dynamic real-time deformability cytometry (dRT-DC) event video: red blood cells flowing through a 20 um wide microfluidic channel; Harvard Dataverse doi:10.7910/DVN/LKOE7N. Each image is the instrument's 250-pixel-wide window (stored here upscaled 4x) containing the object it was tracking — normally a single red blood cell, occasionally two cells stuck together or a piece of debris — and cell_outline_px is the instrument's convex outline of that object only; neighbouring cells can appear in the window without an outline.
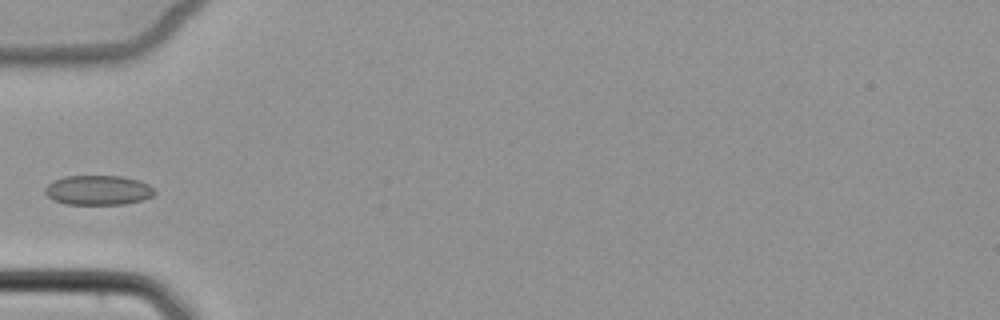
{"species": "common noctule bat (a hibernating species)", "species_latin": "Nyctalus noctula", "temperature_condition": "cold", "stored_images_in_passage": 5, "camera_frame_rate_fps": 3000, "um_per_image_px": 0.085, "animal": {"sex": "female", "body_mass_g": 22.7, "forearm_length_mm": 54.2}, "frame": {"image": 1, "passage_image": 5, "time_ms": 5.0, "image_size_px": [1000, 320], "cell_outline_px": [[156, 192], [152, 196], [144, 200], [124, 204], [64, 204], [52, 200], [44, 192], [44, 188], [52, 180], [64, 176], [120, 176], [140, 180], [148, 184]], "centroid_in_image_um": [8.32, 16.16], "position_along_channel_um": 76.7, "area_um2": 19.13}}